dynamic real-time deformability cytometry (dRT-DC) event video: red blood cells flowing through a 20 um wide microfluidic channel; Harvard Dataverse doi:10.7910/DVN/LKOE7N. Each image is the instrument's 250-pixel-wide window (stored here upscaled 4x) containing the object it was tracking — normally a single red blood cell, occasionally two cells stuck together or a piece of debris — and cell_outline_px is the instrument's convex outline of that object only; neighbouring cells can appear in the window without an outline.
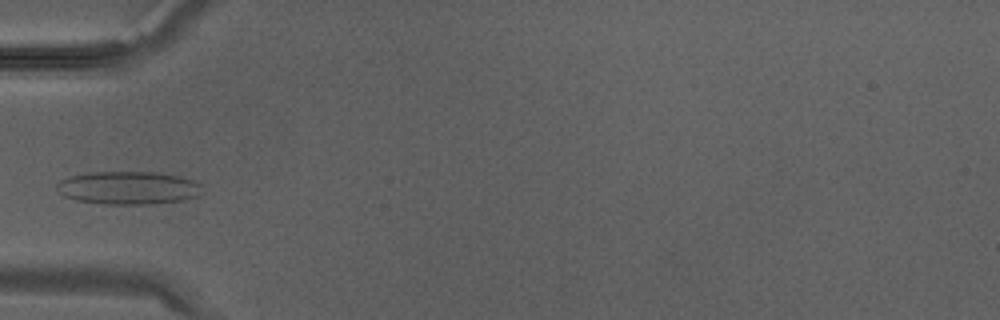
{"species": "Egyptian fruit bat (a non-hibernating species)", "species_latin": "Rousettus aegyptiacus", "temperature_condition": "warm", "stored_images_in_passage": 32, "camera_frame_rate_fps": 3000, "um_per_image_px": 0.085, "animal": {"sex": "male"}, "frame": {"image": 1, "passage_image": 10, "time_ms": 3.0, "image_size_px": [1000, 320], "cell_outline_px": [[200, 196], [184, 200], [148, 204], [108, 204], [76, 200], [64, 196], [56, 188], [56, 184], [60, 180], [72, 176], [88, 172], [156, 172], [176, 176], [192, 180], [200, 184]], "centroid_in_image_um": [10.89, 15.97], "position_along_channel_um": 74.1, "area_um2": 27.8}}